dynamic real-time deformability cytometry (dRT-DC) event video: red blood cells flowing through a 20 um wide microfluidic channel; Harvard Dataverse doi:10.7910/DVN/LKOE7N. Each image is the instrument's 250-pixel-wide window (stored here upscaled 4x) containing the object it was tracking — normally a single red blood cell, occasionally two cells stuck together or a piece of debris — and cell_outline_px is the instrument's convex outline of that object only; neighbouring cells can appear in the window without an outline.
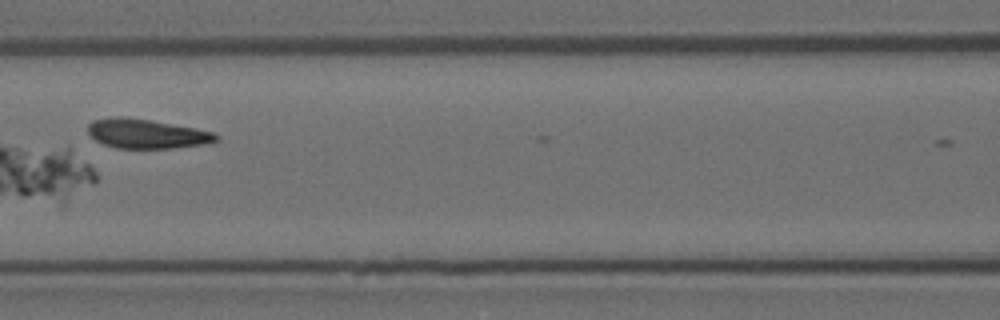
{"species": "Egyptian fruit bat (a non-hibernating species)", "species_latin": "Rousettus aegyptiacus", "temperature_condition": "room temperature", "stored_images_in_passage": 7, "camera_frame_rate_fps": 3000, "um_per_image_px": 0.085, "animal": {"sex": "female"}, "frame": {"image": 1, "passage_image": 6, "time_ms": 1.667, "image_size_px": [1000, 320], "cell_outline_px": [[220, 140], [212, 144], [172, 148], [116, 148], [104, 144], [96, 140], [88, 132], [88, 124], [92, 120], [116, 116], [120, 116], [152, 120], [196, 128], [212, 132], [220, 136]], "centroid_in_image_um": [12.52, 11.37], "position_along_channel_um": 154.1, "area_um2": 22.2}}